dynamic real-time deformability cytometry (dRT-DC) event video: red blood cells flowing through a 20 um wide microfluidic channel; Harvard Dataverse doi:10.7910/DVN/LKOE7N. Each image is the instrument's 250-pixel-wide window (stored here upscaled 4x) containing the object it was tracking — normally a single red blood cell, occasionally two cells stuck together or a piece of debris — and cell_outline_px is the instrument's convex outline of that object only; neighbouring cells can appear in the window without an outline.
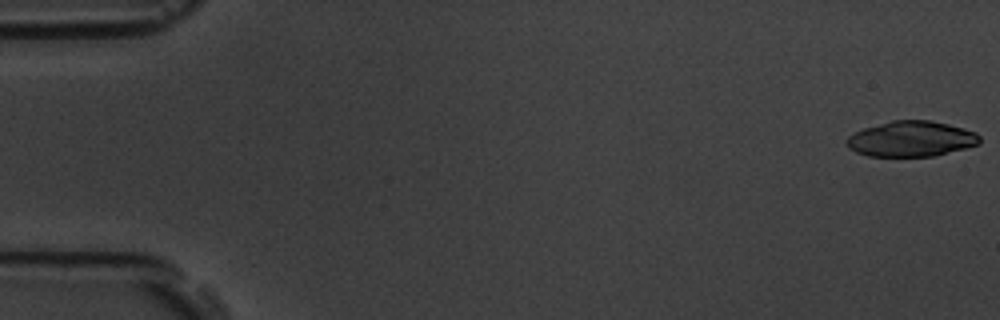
{"species": "common noctule bat (a hibernating species)", "species_latin": "Nyctalus noctula", "temperature_condition": "room temperature", "stored_images_in_passage": 5, "camera_frame_rate_fps": 3000, "um_per_image_px": 0.085, "animal": {"sex": "male", "body_mass_g": 19.5, "forearm_length_mm": 54.6}, "frame": {"image": 1, "passage_image": 1, "time_ms": 0.0, "image_size_px": [1000, 320], "cell_outline_px": [[980, 144], [932, 156], [868, 156], [856, 152], [848, 148], [844, 140], [848, 136], [864, 128], [892, 120], [932, 120], [964, 128], [976, 132], [980, 136]], "centroid_in_image_um": [77.44, 11.8], "position_along_channel_um": 7.6, "area_um2": 27.51}}